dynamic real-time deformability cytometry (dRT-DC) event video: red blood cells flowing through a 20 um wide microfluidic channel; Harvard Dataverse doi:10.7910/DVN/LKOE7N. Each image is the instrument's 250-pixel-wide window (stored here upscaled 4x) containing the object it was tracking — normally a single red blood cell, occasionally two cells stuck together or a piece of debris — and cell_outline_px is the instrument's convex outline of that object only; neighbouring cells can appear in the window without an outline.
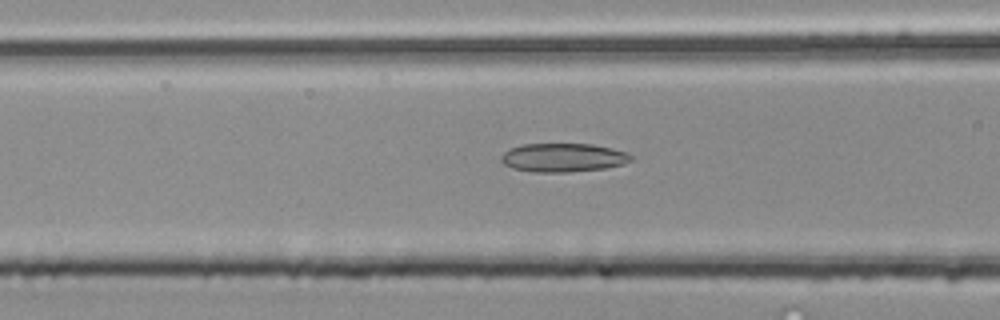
{"species": "common noctule bat (a hibernating species)", "species_latin": "Nyctalus noctula", "temperature_condition": "room temperature", "stored_images_in_passage": 38, "camera_frame_rate_fps": 3000, "um_per_image_px": 0.085, "animal": {"sex": "male", "body_mass_g": 20.4}, "frame": {"image": 1, "passage_image": 7, "time_ms": 2.0, "image_size_px": [1000, 320], "cell_outline_px": [[632, 160], [624, 164], [604, 168], [568, 172], [532, 172], [512, 168], [504, 164], [500, 160], [500, 156], [504, 152], [512, 148], [524, 144], [592, 144], [612, 148], [624, 152], [632, 156]], "centroid_in_image_um": [47.85, 13.4], "position_along_channel_um": 118.8, "area_um2": 21.62}}
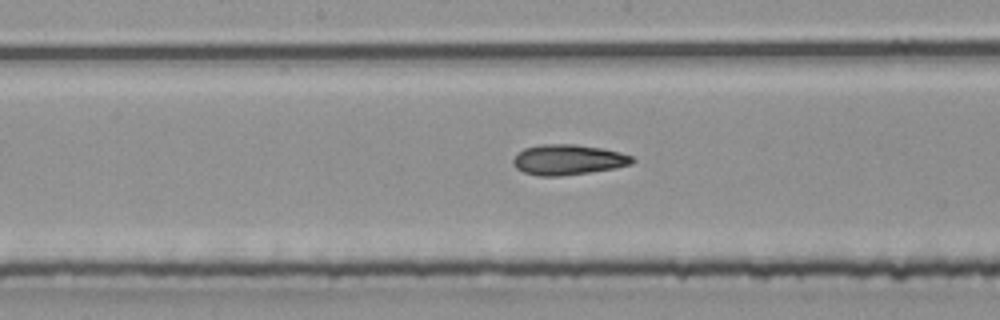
{"frame": {"image": 2, "passage_image": 13, "time_ms": 4.0, "image_size_px": [1000, 320], "cell_outline_px": [[636, 160], [632, 164], [612, 168], [588, 172], [560, 176], [540, 176], [524, 172], [516, 168], [512, 164], [512, 160], [516, 152], [524, 148], [540, 144], [576, 144], [604, 148], [620, 152], [632, 156]], "centroid_in_image_um": [48.26, 13.56], "position_along_channel_um": 199.9, "area_um2": 21.21}}
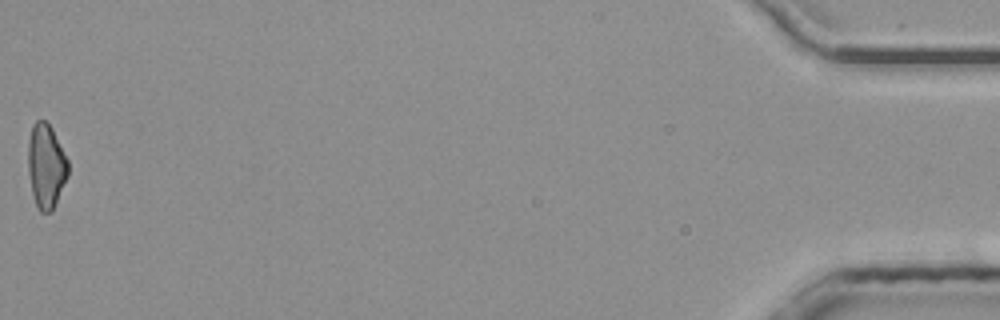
{"frame": {"image": 3, "passage_image": 38, "time_ms": 12.333, "image_size_px": [1000, 320], "cell_outline_px": [[68, 176], [52, 212], [40, 212], [36, 204], [32, 192], [28, 172], [28, 140], [32, 124], [36, 120], [44, 120], [52, 128], [68, 160]], "centroid_in_image_um": [3.91, 14.1], "position_along_channel_um": 431.3, "area_um2": 19.71}, "authors_computed_cell_mechanics": {"area_um2": 20.3167, "velocity_mm_per_s": 4.0501, "shape_relaxation_time_tau1_ms": null, "shape_relaxation_time_tau2_ms": 4.6573, "deformation_change_tau1": null, "deformation_change_tau2": 0.1461}}